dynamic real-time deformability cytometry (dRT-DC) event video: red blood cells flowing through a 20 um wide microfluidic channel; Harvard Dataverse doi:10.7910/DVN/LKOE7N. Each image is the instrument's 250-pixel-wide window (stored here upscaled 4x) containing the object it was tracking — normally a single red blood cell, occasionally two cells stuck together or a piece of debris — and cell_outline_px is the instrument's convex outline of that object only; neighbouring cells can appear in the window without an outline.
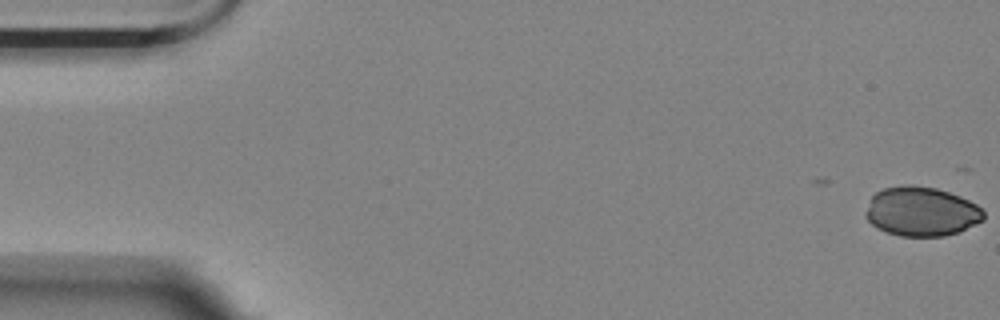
{"species": "Egyptian fruit bat (a non-hibernating species)", "species_latin": "Rousettus aegyptiacus", "temperature_condition": "room temperature", "stored_images_in_passage": 17, "camera_frame_rate_fps": 3000, "um_per_image_px": 0.085, "animal": {"sex": "female"}, "frame": {"image": 1, "passage_image": 1, "time_ms": 0.0, "image_size_px": [1000, 320], "cell_outline_px": [[984, 220], [960, 232], [944, 236], [900, 236], [876, 228], [864, 216], [864, 212], [872, 196], [876, 192], [884, 188], [904, 184], [912, 184], [936, 188], [960, 196], [976, 204], [984, 212]], "centroid_in_image_um": [78.31, 17.97], "position_along_channel_um": 6.7, "area_um2": 34.16}}